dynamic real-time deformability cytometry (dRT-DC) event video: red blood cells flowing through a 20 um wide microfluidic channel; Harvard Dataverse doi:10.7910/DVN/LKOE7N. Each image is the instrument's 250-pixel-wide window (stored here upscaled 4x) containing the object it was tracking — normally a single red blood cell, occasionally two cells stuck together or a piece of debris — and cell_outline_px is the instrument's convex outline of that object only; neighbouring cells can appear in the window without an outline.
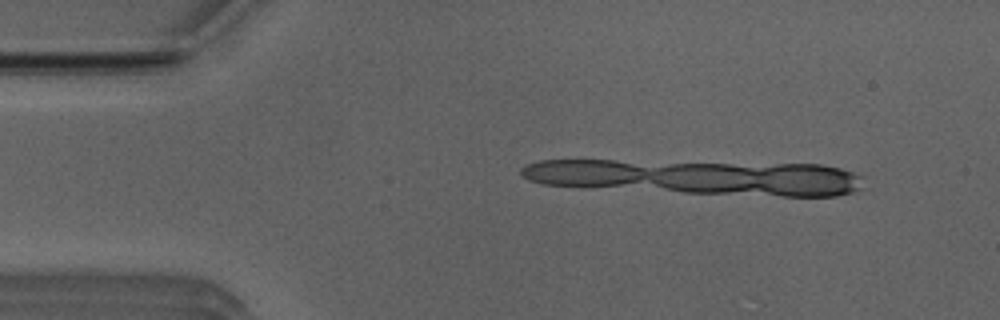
{"species": "Egyptian fruit bat (a non-hibernating species)", "species_latin": "Rousettus aegyptiacus", "temperature_condition": "room temperature", "stored_images_in_passage": 6, "segment_of_instrument_passage": [2, 2], "camera_frame_rate_fps": 3000, "um_per_image_px": 0.085, "animal": {"sex": "male"}, "frame": {"image": 1, "passage_image": 4, "time_ms": 1.0, "image_size_px": [1000, 320], "cell_outline_px": [[844, 192], [824, 196], [800, 196], [676, 188], [720, 168], [832, 168], [844, 172]], "centroid_in_image_um": [65.67, 15.41], "position_along_channel_um": 19.3, "area_um2": 26.76}}